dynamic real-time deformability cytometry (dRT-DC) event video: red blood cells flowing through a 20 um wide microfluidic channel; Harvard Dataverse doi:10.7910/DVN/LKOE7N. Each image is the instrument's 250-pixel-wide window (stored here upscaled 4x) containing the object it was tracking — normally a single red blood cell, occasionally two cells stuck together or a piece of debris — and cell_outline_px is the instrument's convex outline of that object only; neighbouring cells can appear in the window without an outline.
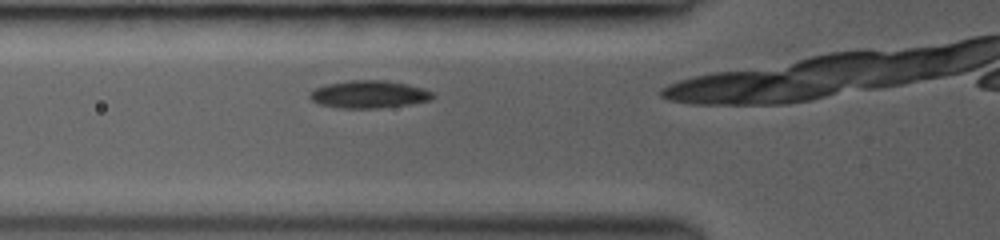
{"species": "common noctule bat (a hibernating species)", "species_latin": "Nyctalus noctula", "temperature_condition": "room temperature", "stored_images_in_passage": 7, "camera_frame_rate_fps": 3000, "um_per_image_px": 0.085, "animal": {"sex": "female", "body_mass_g": 19.0, "forearm_length_mm": 53.3}, "frame": {"image": 1, "passage_image": 2, "time_ms": 0.667, "image_size_px": [1000, 240], "cell_outline_px": [[436, 96], [432, 100], [408, 104], [380, 108], [336, 108], [320, 104], [312, 100], [308, 96], [308, 92], [316, 88], [328, 84], [348, 80], [384, 80], [408, 84], [424, 88], [432, 92]], "centroid_in_image_um": [31.37, 8.02], "position_along_channel_um": 94.4, "area_um2": 19.88}}
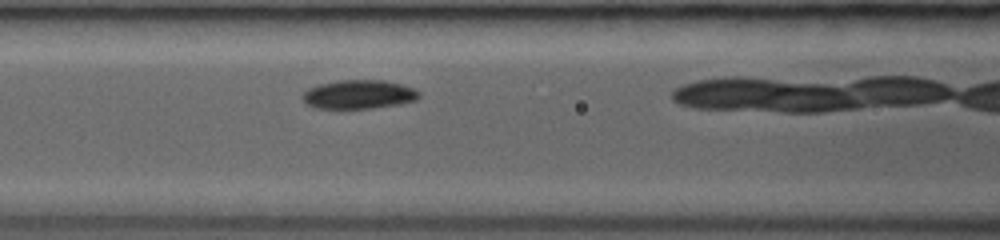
{"frame": {"image": 2, "passage_image": 4, "time_ms": 1.667, "image_size_px": [1000, 240], "cell_outline_px": [[420, 96], [416, 100], [400, 104], [372, 108], [312, 108], [300, 96], [308, 88], [320, 84], [336, 80], [384, 80], [400, 84], [412, 88], [420, 92]], "centroid_in_image_um": [30.48, 8.02], "position_along_channel_um": 136.1, "area_um2": 19.59}}
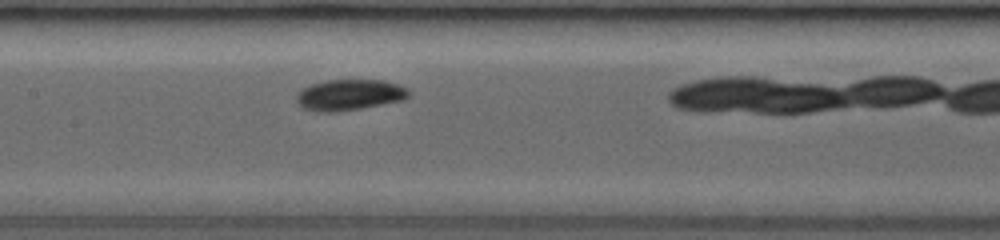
{"frame": {"image": 3, "passage_image": 6, "time_ms": 2.667, "image_size_px": [1000, 240], "cell_outline_px": [[412, 92], [404, 100], [360, 108], [336, 112], [316, 112], [300, 108], [296, 100], [296, 96], [304, 88], [312, 84], [328, 80], [384, 80], [408, 88]], "centroid_in_image_um": [29.71, 8.07], "position_along_channel_um": 177.7, "area_um2": 20.29}}